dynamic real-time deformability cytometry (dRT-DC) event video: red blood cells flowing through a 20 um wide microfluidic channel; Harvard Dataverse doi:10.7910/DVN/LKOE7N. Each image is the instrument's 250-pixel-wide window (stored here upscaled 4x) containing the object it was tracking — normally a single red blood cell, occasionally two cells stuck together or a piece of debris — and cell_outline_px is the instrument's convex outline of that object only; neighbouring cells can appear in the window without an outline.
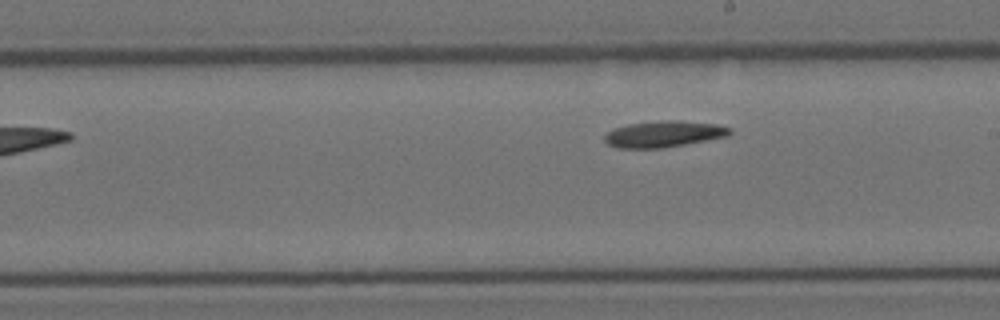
{"species": "Egyptian fruit bat (a non-hibernating species)", "species_latin": "Rousettus aegyptiacus", "temperature_condition": "room temperature", "stored_images_in_passage": 9, "segment_of_instrument_passage": [2, 2], "camera_frame_rate_fps": 3000, "um_per_image_px": 0.085, "animal": {"sex": "female"}, "frame": {"image": 1, "passage_image": 9, "time_ms": 2.667, "image_size_px": [1000, 320], "cell_outline_px": [[732, 132], [728, 136], [664, 148], [616, 148], [608, 144], [604, 140], [604, 136], [608, 132], [616, 128], [628, 124], [664, 120], [680, 120], [716, 124], [732, 128]], "centroid_in_image_um": [56.44, 11.39], "position_along_channel_um": 232.6, "area_um2": 19.19}}